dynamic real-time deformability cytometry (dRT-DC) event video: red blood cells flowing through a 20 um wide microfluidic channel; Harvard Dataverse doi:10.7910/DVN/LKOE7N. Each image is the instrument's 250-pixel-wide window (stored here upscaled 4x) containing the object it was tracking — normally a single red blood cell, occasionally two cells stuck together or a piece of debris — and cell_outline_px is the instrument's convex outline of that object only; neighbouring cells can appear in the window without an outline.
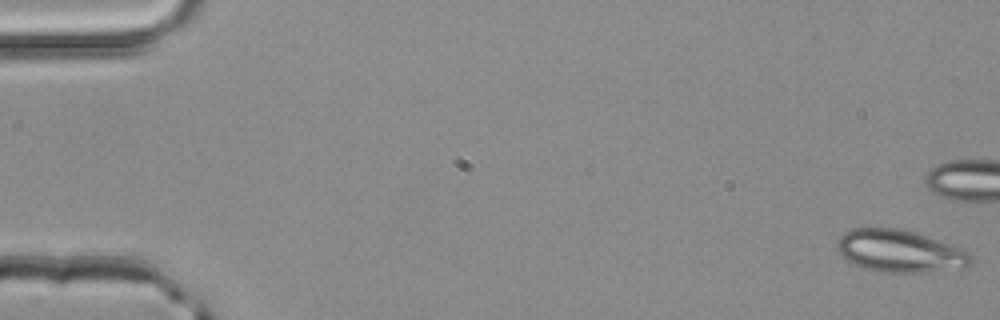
{"species": "common noctule bat (a hibernating species)", "species_latin": "Nyctalus noctula", "temperature_condition": "room temperature", "stored_images_in_passage": 5, "camera_frame_rate_fps": 3000, "um_per_image_px": 0.085, "animal": {"sex": "male", "body_mass_g": 20.4}, "frame": {"image": 1, "passage_image": 1, "time_ms": 0.0, "image_size_px": [1000, 320], "cell_outline_px": [[972, 264], [968, 268], [924, 272], [884, 272], [864, 268], [848, 260], [836, 248], [836, 240], [844, 232], [852, 228], [900, 228], [972, 252]], "centroid_in_image_um": [76.51, 21.35], "position_along_channel_um": 8.5, "area_um2": 32.83}}